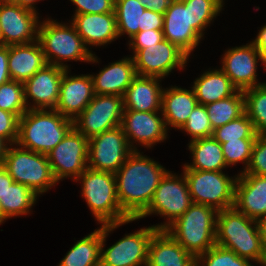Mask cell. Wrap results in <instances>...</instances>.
I'll use <instances>...</instances> for the list:
<instances>
[{"label":"cell","mask_w":266,"mask_h":266,"mask_svg":"<svg viewBox=\"0 0 266 266\" xmlns=\"http://www.w3.org/2000/svg\"><path fill=\"white\" fill-rule=\"evenodd\" d=\"M168 172L161 164L133 151L115 173L118 202L130 217L138 218L150 205L161 179Z\"/></svg>","instance_id":"cell-1"},{"label":"cell","mask_w":266,"mask_h":266,"mask_svg":"<svg viewBox=\"0 0 266 266\" xmlns=\"http://www.w3.org/2000/svg\"><path fill=\"white\" fill-rule=\"evenodd\" d=\"M216 245L260 266L266 265V249L261 241L257 220L248 218L234 207L217 213Z\"/></svg>","instance_id":"cell-2"},{"label":"cell","mask_w":266,"mask_h":266,"mask_svg":"<svg viewBox=\"0 0 266 266\" xmlns=\"http://www.w3.org/2000/svg\"><path fill=\"white\" fill-rule=\"evenodd\" d=\"M73 128V120L55 109H28L19 118L16 144L27 150L47 154Z\"/></svg>","instance_id":"cell-3"},{"label":"cell","mask_w":266,"mask_h":266,"mask_svg":"<svg viewBox=\"0 0 266 266\" xmlns=\"http://www.w3.org/2000/svg\"><path fill=\"white\" fill-rule=\"evenodd\" d=\"M69 25L49 18L39 23L37 41L47 64L68 69L63 61L97 63V56L85 46L73 24Z\"/></svg>","instance_id":"cell-4"},{"label":"cell","mask_w":266,"mask_h":266,"mask_svg":"<svg viewBox=\"0 0 266 266\" xmlns=\"http://www.w3.org/2000/svg\"><path fill=\"white\" fill-rule=\"evenodd\" d=\"M217 213L213 207L192 203L165 231L197 257L216 244Z\"/></svg>","instance_id":"cell-5"},{"label":"cell","mask_w":266,"mask_h":266,"mask_svg":"<svg viewBox=\"0 0 266 266\" xmlns=\"http://www.w3.org/2000/svg\"><path fill=\"white\" fill-rule=\"evenodd\" d=\"M74 181L82 182V197L99 224L118 223L130 218L118 202L114 173L87 168Z\"/></svg>","instance_id":"cell-6"},{"label":"cell","mask_w":266,"mask_h":266,"mask_svg":"<svg viewBox=\"0 0 266 266\" xmlns=\"http://www.w3.org/2000/svg\"><path fill=\"white\" fill-rule=\"evenodd\" d=\"M7 147L3 166L17 183L26 185L38 196L57 184L47 155L22 147Z\"/></svg>","instance_id":"cell-7"},{"label":"cell","mask_w":266,"mask_h":266,"mask_svg":"<svg viewBox=\"0 0 266 266\" xmlns=\"http://www.w3.org/2000/svg\"><path fill=\"white\" fill-rule=\"evenodd\" d=\"M135 220L138 219L129 218L122 222L102 225L100 266H147L149 243L157 231L153 226L125 234L112 246L106 250L103 249L106 238L111 231Z\"/></svg>","instance_id":"cell-8"},{"label":"cell","mask_w":266,"mask_h":266,"mask_svg":"<svg viewBox=\"0 0 266 266\" xmlns=\"http://www.w3.org/2000/svg\"><path fill=\"white\" fill-rule=\"evenodd\" d=\"M188 190L193 203L213 207L217 211L234 206L237 176L229 177L223 171H202L183 166Z\"/></svg>","instance_id":"cell-9"},{"label":"cell","mask_w":266,"mask_h":266,"mask_svg":"<svg viewBox=\"0 0 266 266\" xmlns=\"http://www.w3.org/2000/svg\"><path fill=\"white\" fill-rule=\"evenodd\" d=\"M192 203L184 173L180 177L168 171L156 188L150 205L137 219L154 213L167 217V222H163L164 224L152 225L157 230H165L184 214Z\"/></svg>","instance_id":"cell-10"},{"label":"cell","mask_w":266,"mask_h":266,"mask_svg":"<svg viewBox=\"0 0 266 266\" xmlns=\"http://www.w3.org/2000/svg\"><path fill=\"white\" fill-rule=\"evenodd\" d=\"M123 113L122 96L95 94L87 107L73 120V127L89 139L120 126Z\"/></svg>","instance_id":"cell-11"},{"label":"cell","mask_w":266,"mask_h":266,"mask_svg":"<svg viewBox=\"0 0 266 266\" xmlns=\"http://www.w3.org/2000/svg\"><path fill=\"white\" fill-rule=\"evenodd\" d=\"M133 152L120 126L88 139V168L116 173Z\"/></svg>","instance_id":"cell-12"},{"label":"cell","mask_w":266,"mask_h":266,"mask_svg":"<svg viewBox=\"0 0 266 266\" xmlns=\"http://www.w3.org/2000/svg\"><path fill=\"white\" fill-rule=\"evenodd\" d=\"M54 178H76L88 168V138L74 127L64 139L47 154Z\"/></svg>","instance_id":"cell-13"},{"label":"cell","mask_w":266,"mask_h":266,"mask_svg":"<svg viewBox=\"0 0 266 266\" xmlns=\"http://www.w3.org/2000/svg\"><path fill=\"white\" fill-rule=\"evenodd\" d=\"M39 13L0 0V45L26 44L37 40Z\"/></svg>","instance_id":"cell-14"},{"label":"cell","mask_w":266,"mask_h":266,"mask_svg":"<svg viewBox=\"0 0 266 266\" xmlns=\"http://www.w3.org/2000/svg\"><path fill=\"white\" fill-rule=\"evenodd\" d=\"M132 58L137 75L163 79L176 67L182 70L189 56L175 44L163 39L156 45L139 50Z\"/></svg>","instance_id":"cell-15"},{"label":"cell","mask_w":266,"mask_h":266,"mask_svg":"<svg viewBox=\"0 0 266 266\" xmlns=\"http://www.w3.org/2000/svg\"><path fill=\"white\" fill-rule=\"evenodd\" d=\"M261 61L266 69L264 58L255 45L250 42L239 47H232L225 51L220 68L240 91L265 84L258 83L257 63Z\"/></svg>","instance_id":"cell-16"},{"label":"cell","mask_w":266,"mask_h":266,"mask_svg":"<svg viewBox=\"0 0 266 266\" xmlns=\"http://www.w3.org/2000/svg\"><path fill=\"white\" fill-rule=\"evenodd\" d=\"M158 112L124 110L120 127L133 151H137V147L134 146L135 142L151 148L156 143L167 139L168 129L163 116L157 115Z\"/></svg>","instance_id":"cell-17"},{"label":"cell","mask_w":266,"mask_h":266,"mask_svg":"<svg viewBox=\"0 0 266 266\" xmlns=\"http://www.w3.org/2000/svg\"><path fill=\"white\" fill-rule=\"evenodd\" d=\"M164 39L178 46L188 56L199 45L202 36L193 28L191 9L180 0H173L164 13Z\"/></svg>","instance_id":"cell-18"},{"label":"cell","mask_w":266,"mask_h":266,"mask_svg":"<svg viewBox=\"0 0 266 266\" xmlns=\"http://www.w3.org/2000/svg\"><path fill=\"white\" fill-rule=\"evenodd\" d=\"M65 70L56 65L46 64L23 83L28 109H55ZM28 98L32 100V105L31 102L28 103Z\"/></svg>","instance_id":"cell-19"},{"label":"cell","mask_w":266,"mask_h":266,"mask_svg":"<svg viewBox=\"0 0 266 266\" xmlns=\"http://www.w3.org/2000/svg\"><path fill=\"white\" fill-rule=\"evenodd\" d=\"M69 70L64 71L55 110L74 120L87 107L95 93L90 74L69 76Z\"/></svg>","instance_id":"cell-20"},{"label":"cell","mask_w":266,"mask_h":266,"mask_svg":"<svg viewBox=\"0 0 266 266\" xmlns=\"http://www.w3.org/2000/svg\"><path fill=\"white\" fill-rule=\"evenodd\" d=\"M233 207L254 220L266 215V176L238 174Z\"/></svg>","instance_id":"cell-21"},{"label":"cell","mask_w":266,"mask_h":266,"mask_svg":"<svg viewBox=\"0 0 266 266\" xmlns=\"http://www.w3.org/2000/svg\"><path fill=\"white\" fill-rule=\"evenodd\" d=\"M71 23L85 46H104L118 39L115 13L74 15Z\"/></svg>","instance_id":"cell-22"},{"label":"cell","mask_w":266,"mask_h":266,"mask_svg":"<svg viewBox=\"0 0 266 266\" xmlns=\"http://www.w3.org/2000/svg\"><path fill=\"white\" fill-rule=\"evenodd\" d=\"M147 266H196V257L167 231L157 230L149 243Z\"/></svg>","instance_id":"cell-23"},{"label":"cell","mask_w":266,"mask_h":266,"mask_svg":"<svg viewBox=\"0 0 266 266\" xmlns=\"http://www.w3.org/2000/svg\"><path fill=\"white\" fill-rule=\"evenodd\" d=\"M95 94L122 96L137 76L132 57H124L91 75Z\"/></svg>","instance_id":"cell-24"},{"label":"cell","mask_w":266,"mask_h":266,"mask_svg":"<svg viewBox=\"0 0 266 266\" xmlns=\"http://www.w3.org/2000/svg\"><path fill=\"white\" fill-rule=\"evenodd\" d=\"M161 78L137 75L123 95L124 110L156 112L161 111Z\"/></svg>","instance_id":"cell-25"},{"label":"cell","mask_w":266,"mask_h":266,"mask_svg":"<svg viewBox=\"0 0 266 266\" xmlns=\"http://www.w3.org/2000/svg\"><path fill=\"white\" fill-rule=\"evenodd\" d=\"M47 64L39 42L8 45L11 80L24 83Z\"/></svg>","instance_id":"cell-26"},{"label":"cell","mask_w":266,"mask_h":266,"mask_svg":"<svg viewBox=\"0 0 266 266\" xmlns=\"http://www.w3.org/2000/svg\"><path fill=\"white\" fill-rule=\"evenodd\" d=\"M166 89V90H165ZM197 98L191 90L178 86L164 88L162 93L161 113L165 120V125L181 129L187 122L189 115L197 105Z\"/></svg>","instance_id":"cell-27"},{"label":"cell","mask_w":266,"mask_h":266,"mask_svg":"<svg viewBox=\"0 0 266 266\" xmlns=\"http://www.w3.org/2000/svg\"><path fill=\"white\" fill-rule=\"evenodd\" d=\"M192 89L197 102L202 105L232 96L238 91L221 69L205 71L195 79Z\"/></svg>","instance_id":"cell-28"},{"label":"cell","mask_w":266,"mask_h":266,"mask_svg":"<svg viewBox=\"0 0 266 266\" xmlns=\"http://www.w3.org/2000/svg\"><path fill=\"white\" fill-rule=\"evenodd\" d=\"M188 150L192 163L184 164L188 169L202 171H222L227 167L221 144L213 137L199 138L189 142Z\"/></svg>","instance_id":"cell-29"},{"label":"cell","mask_w":266,"mask_h":266,"mask_svg":"<svg viewBox=\"0 0 266 266\" xmlns=\"http://www.w3.org/2000/svg\"><path fill=\"white\" fill-rule=\"evenodd\" d=\"M102 225L78 240L58 266H100Z\"/></svg>","instance_id":"cell-30"},{"label":"cell","mask_w":266,"mask_h":266,"mask_svg":"<svg viewBox=\"0 0 266 266\" xmlns=\"http://www.w3.org/2000/svg\"><path fill=\"white\" fill-rule=\"evenodd\" d=\"M37 197L38 195L32 189L14 181L0 198L4 216L8 219L31 213Z\"/></svg>","instance_id":"cell-31"},{"label":"cell","mask_w":266,"mask_h":266,"mask_svg":"<svg viewBox=\"0 0 266 266\" xmlns=\"http://www.w3.org/2000/svg\"><path fill=\"white\" fill-rule=\"evenodd\" d=\"M145 9L139 0H115L114 13L119 37L127 34L131 39L141 31Z\"/></svg>","instance_id":"cell-32"},{"label":"cell","mask_w":266,"mask_h":266,"mask_svg":"<svg viewBox=\"0 0 266 266\" xmlns=\"http://www.w3.org/2000/svg\"><path fill=\"white\" fill-rule=\"evenodd\" d=\"M213 130L238 118L245 112L243 91L205 105Z\"/></svg>","instance_id":"cell-33"},{"label":"cell","mask_w":266,"mask_h":266,"mask_svg":"<svg viewBox=\"0 0 266 266\" xmlns=\"http://www.w3.org/2000/svg\"><path fill=\"white\" fill-rule=\"evenodd\" d=\"M245 113L258 135H266V83L243 91Z\"/></svg>","instance_id":"cell-34"},{"label":"cell","mask_w":266,"mask_h":266,"mask_svg":"<svg viewBox=\"0 0 266 266\" xmlns=\"http://www.w3.org/2000/svg\"><path fill=\"white\" fill-rule=\"evenodd\" d=\"M191 9L193 28L203 37L211 21L222 11L223 0H180Z\"/></svg>","instance_id":"cell-35"},{"label":"cell","mask_w":266,"mask_h":266,"mask_svg":"<svg viewBox=\"0 0 266 266\" xmlns=\"http://www.w3.org/2000/svg\"><path fill=\"white\" fill-rule=\"evenodd\" d=\"M257 133L254 130L252 121L244 112L238 118L213 130L212 137L220 144L238 139H256Z\"/></svg>","instance_id":"cell-36"},{"label":"cell","mask_w":266,"mask_h":266,"mask_svg":"<svg viewBox=\"0 0 266 266\" xmlns=\"http://www.w3.org/2000/svg\"><path fill=\"white\" fill-rule=\"evenodd\" d=\"M0 109L19 118L28 110L22 82L10 80L0 85Z\"/></svg>","instance_id":"cell-37"},{"label":"cell","mask_w":266,"mask_h":266,"mask_svg":"<svg viewBox=\"0 0 266 266\" xmlns=\"http://www.w3.org/2000/svg\"><path fill=\"white\" fill-rule=\"evenodd\" d=\"M238 256L234 251L214 245L205 253L196 257V266H254Z\"/></svg>","instance_id":"cell-38"},{"label":"cell","mask_w":266,"mask_h":266,"mask_svg":"<svg viewBox=\"0 0 266 266\" xmlns=\"http://www.w3.org/2000/svg\"><path fill=\"white\" fill-rule=\"evenodd\" d=\"M191 136V141L199 138L212 137L213 128L209 121L205 105L197 103L189 115L187 122L180 129Z\"/></svg>","instance_id":"cell-39"},{"label":"cell","mask_w":266,"mask_h":266,"mask_svg":"<svg viewBox=\"0 0 266 266\" xmlns=\"http://www.w3.org/2000/svg\"><path fill=\"white\" fill-rule=\"evenodd\" d=\"M255 139H238L222 143V152L227 167L236 165V163H243L246 170L251 158V151Z\"/></svg>","instance_id":"cell-40"},{"label":"cell","mask_w":266,"mask_h":266,"mask_svg":"<svg viewBox=\"0 0 266 266\" xmlns=\"http://www.w3.org/2000/svg\"><path fill=\"white\" fill-rule=\"evenodd\" d=\"M239 174L266 176V135H257L248 167Z\"/></svg>","instance_id":"cell-41"},{"label":"cell","mask_w":266,"mask_h":266,"mask_svg":"<svg viewBox=\"0 0 266 266\" xmlns=\"http://www.w3.org/2000/svg\"><path fill=\"white\" fill-rule=\"evenodd\" d=\"M76 5L75 14L114 13L115 0H70Z\"/></svg>","instance_id":"cell-42"},{"label":"cell","mask_w":266,"mask_h":266,"mask_svg":"<svg viewBox=\"0 0 266 266\" xmlns=\"http://www.w3.org/2000/svg\"><path fill=\"white\" fill-rule=\"evenodd\" d=\"M19 117L0 109V137L9 145L16 144L18 138Z\"/></svg>","instance_id":"cell-43"},{"label":"cell","mask_w":266,"mask_h":266,"mask_svg":"<svg viewBox=\"0 0 266 266\" xmlns=\"http://www.w3.org/2000/svg\"><path fill=\"white\" fill-rule=\"evenodd\" d=\"M164 39L162 30L139 31L129 39V49L133 50V56L141 49L160 43Z\"/></svg>","instance_id":"cell-44"},{"label":"cell","mask_w":266,"mask_h":266,"mask_svg":"<svg viewBox=\"0 0 266 266\" xmlns=\"http://www.w3.org/2000/svg\"><path fill=\"white\" fill-rule=\"evenodd\" d=\"M164 15L145 9L143 12V20L141 31L147 30H163Z\"/></svg>","instance_id":"cell-45"},{"label":"cell","mask_w":266,"mask_h":266,"mask_svg":"<svg viewBox=\"0 0 266 266\" xmlns=\"http://www.w3.org/2000/svg\"><path fill=\"white\" fill-rule=\"evenodd\" d=\"M8 69V46L0 45V85L10 81Z\"/></svg>","instance_id":"cell-46"},{"label":"cell","mask_w":266,"mask_h":266,"mask_svg":"<svg viewBox=\"0 0 266 266\" xmlns=\"http://www.w3.org/2000/svg\"><path fill=\"white\" fill-rule=\"evenodd\" d=\"M149 10L164 15L173 0H139Z\"/></svg>","instance_id":"cell-47"},{"label":"cell","mask_w":266,"mask_h":266,"mask_svg":"<svg viewBox=\"0 0 266 266\" xmlns=\"http://www.w3.org/2000/svg\"><path fill=\"white\" fill-rule=\"evenodd\" d=\"M252 43L262 54L266 66V25L261 27L259 33L257 34L255 40L252 41Z\"/></svg>","instance_id":"cell-48"},{"label":"cell","mask_w":266,"mask_h":266,"mask_svg":"<svg viewBox=\"0 0 266 266\" xmlns=\"http://www.w3.org/2000/svg\"><path fill=\"white\" fill-rule=\"evenodd\" d=\"M13 178L8 174L3 165H0V198L3 197L7 188L13 183Z\"/></svg>","instance_id":"cell-49"},{"label":"cell","mask_w":266,"mask_h":266,"mask_svg":"<svg viewBox=\"0 0 266 266\" xmlns=\"http://www.w3.org/2000/svg\"><path fill=\"white\" fill-rule=\"evenodd\" d=\"M257 224H258V229L260 232L262 244L264 248L266 249V215L260 217L257 220Z\"/></svg>","instance_id":"cell-50"},{"label":"cell","mask_w":266,"mask_h":266,"mask_svg":"<svg viewBox=\"0 0 266 266\" xmlns=\"http://www.w3.org/2000/svg\"><path fill=\"white\" fill-rule=\"evenodd\" d=\"M6 1H8L10 3L18 4L21 7H24V8L30 9L34 12H37L34 5L36 2H39L41 0H6Z\"/></svg>","instance_id":"cell-51"},{"label":"cell","mask_w":266,"mask_h":266,"mask_svg":"<svg viewBox=\"0 0 266 266\" xmlns=\"http://www.w3.org/2000/svg\"><path fill=\"white\" fill-rule=\"evenodd\" d=\"M8 145L9 144L2 137H0V165H3V161H4V157H5V153H6Z\"/></svg>","instance_id":"cell-52"},{"label":"cell","mask_w":266,"mask_h":266,"mask_svg":"<svg viewBox=\"0 0 266 266\" xmlns=\"http://www.w3.org/2000/svg\"><path fill=\"white\" fill-rule=\"evenodd\" d=\"M7 220V218L4 216L1 204H0V224L4 223V221Z\"/></svg>","instance_id":"cell-53"}]
</instances>
